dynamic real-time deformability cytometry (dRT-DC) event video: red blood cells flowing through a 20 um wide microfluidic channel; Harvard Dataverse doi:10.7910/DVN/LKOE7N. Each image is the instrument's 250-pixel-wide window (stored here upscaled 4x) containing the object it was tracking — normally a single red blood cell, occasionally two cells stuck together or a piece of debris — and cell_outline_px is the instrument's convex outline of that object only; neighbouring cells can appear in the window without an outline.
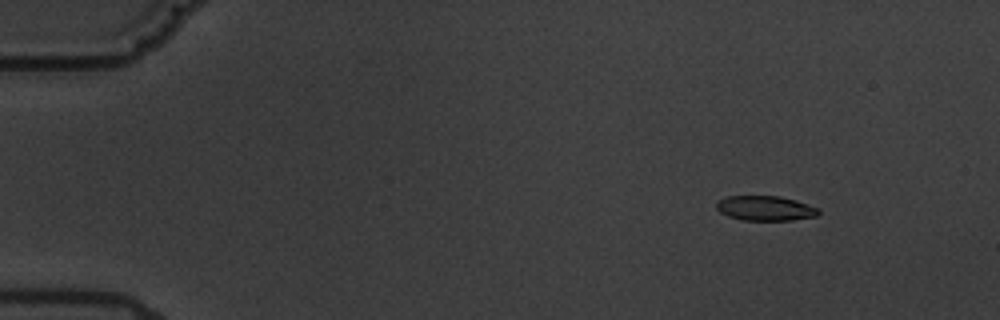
{"species": "common noctule bat (a hibernating species)", "species_latin": "Nyctalus noctula", "temperature_condition": "warm", "stored_images_in_passage": 6, "camera_frame_rate_fps": 3000, "um_per_image_px": 0.085, "animal": {"sex": "male", "body_mass_g": 19.5, "forearm_length_mm": 54.6}, "frame": {"image": 1, "passage_image": 2, "time_ms": 2.0, "image_size_px": [1000, 320], "cell_outline_px": [[820, 212], [816, 216], [792, 220], [740, 220], [728, 216], [720, 212], [716, 208], [716, 200], [728, 196], [780, 196], [796, 200], [820, 208]], "centroid_in_image_um": [65.04, 17.7], "position_along_channel_um": 20.0, "area_um2": 14.91}}
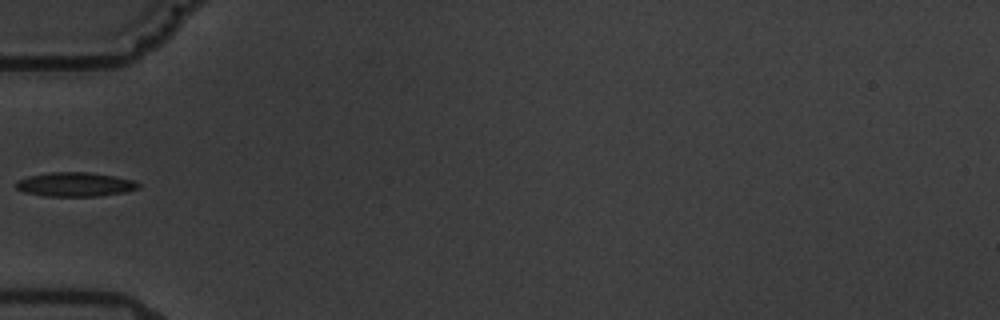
{"frame": {"image": 2, "passage_image": 6, "time_ms": 6.667, "image_size_px": [1000, 320], "cell_outline_px": [[140, 188], [124, 192], [96, 196], [44, 196], [24, 192], [16, 188], [16, 180], [28, 176], [52, 172], [88, 172], [112, 176], [132, 180], [140, 184]], "centroid_in_image_um": [6.35, 15.68], "position_along_channel_um": 78.7, "area_um2": 17.11}}